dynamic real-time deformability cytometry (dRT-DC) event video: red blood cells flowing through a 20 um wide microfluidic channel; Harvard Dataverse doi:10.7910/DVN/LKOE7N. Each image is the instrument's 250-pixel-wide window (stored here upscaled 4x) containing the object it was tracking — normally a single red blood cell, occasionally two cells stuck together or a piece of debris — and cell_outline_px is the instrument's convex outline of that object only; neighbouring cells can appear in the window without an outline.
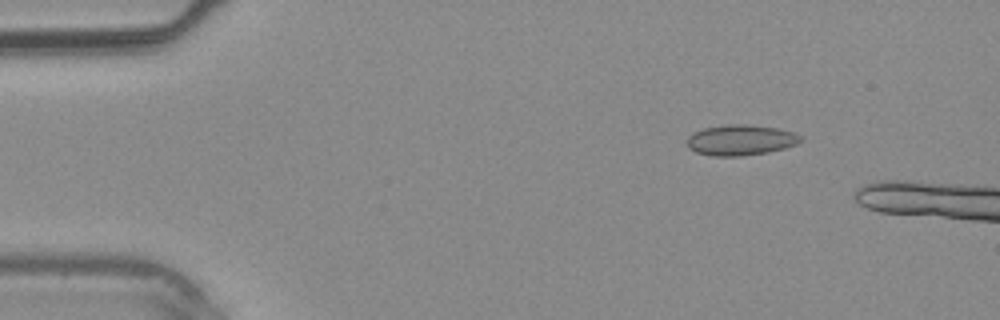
{"species": "common noctule bat (a hibernating species)", "species_latin": "Nyctalus noctula", "temperature_condition": "warm", "stored_images_in_passage": 10, "camera_frame_rate_fps": 3000, "um_per_image_px": 0.085, "animal": {"sex": "male", "body_mass_g": 20.4}, "frame": {"image": 1, "passage_image": 6, "time_ms": 1.667, "image_size_px": [1000, 320], "cell_outline_px": [[804, 140], [796, 144], [784, 148], [768, 152], [740, 156], [712, 156], [696, 152], [688, 148], [688, 136], [692, 132], [704, 128], [728, 124], [748, 124], [780, 128], [796, 132], [804, 136]], "centroid_in_image_um": [63.0, 11.89], "position_along_channel_um": 22.0, "area_um2": 20.58}}